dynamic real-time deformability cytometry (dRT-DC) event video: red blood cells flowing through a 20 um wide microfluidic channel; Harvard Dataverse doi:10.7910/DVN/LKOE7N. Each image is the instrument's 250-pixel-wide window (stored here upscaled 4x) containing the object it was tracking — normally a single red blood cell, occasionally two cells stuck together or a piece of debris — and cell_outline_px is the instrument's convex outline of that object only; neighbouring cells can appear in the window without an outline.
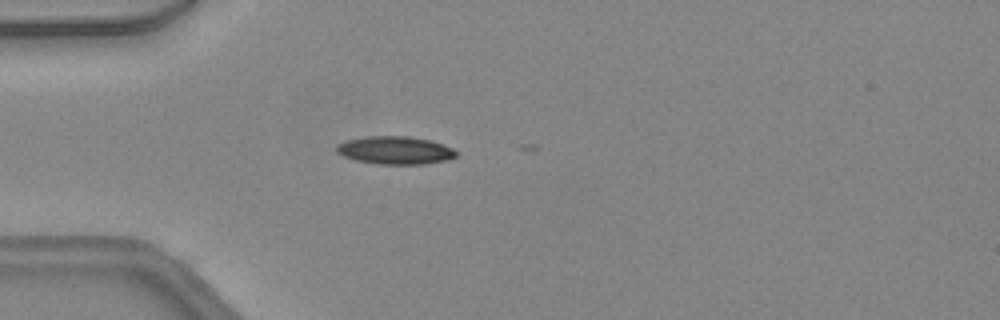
{"species": "common noctule bat (a hibernating species)", "species_latin": "Nyctalus noctula", "temperature_condition": "warm", "stored_images_in_passage": 5, "camera_frame_rate_fps": 3000, "um_per_image_px": 0.085, "animal": {"sex": "female", "body_mass_g": 24.6, "forearm_length_mm": 56.2}, "frame": {"image": 1, "passage_image": 2, "time_ms": 0.333, "image_size_px": [1000, 320], "cell_outline_px": [[456, 156], [448, 160], [424, 164], [376, 164], [356, 160], [344, 156], [336, 152], [336, 144], [344, 140], [368, 136], [408, 136], [432, 140], [444, 144], [452, 148], [456, 152]], "centroid_in_image_um": [33.58, 12.77], "position_along_channel_um": 51.4, "area_um2": 19.65}}